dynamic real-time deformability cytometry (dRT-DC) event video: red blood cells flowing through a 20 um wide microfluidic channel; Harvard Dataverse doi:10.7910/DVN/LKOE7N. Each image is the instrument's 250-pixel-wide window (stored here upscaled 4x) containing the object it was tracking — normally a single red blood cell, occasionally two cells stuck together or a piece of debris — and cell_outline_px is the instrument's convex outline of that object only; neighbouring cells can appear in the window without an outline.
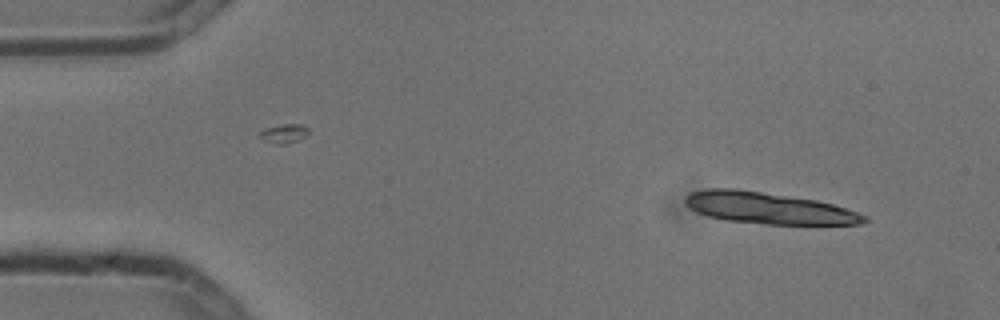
{"species": "common noctule bat (a hibernating species)", "species_latin": "Nyctalus noctula", "temperature_condition": "cold", "stored_images_in_passage": 4, "camera_frame_rate_fps": 3000, "um_per_image_px": 0.085, "animal": {"sex": "male", "body_mass_g": 13.3}, "frame": {"image": 1, "passage_image": 1, "time_ms": 0.0, "image_size_px": [1000, 320], "cell_outline_px": [[868, 220], [860, 224], [764, 224], [728, 220], [708, 216], [696, 212], [688, 208], [684, 204], [684, 196], [692, 192], [708, 188], [736, 188], [816, 200], [832, 204], [868, 216]], "centroid_in_image_um": [65.26, 17.68], "position_along_channel_um": 19.7, "area_um2": 32.77}}
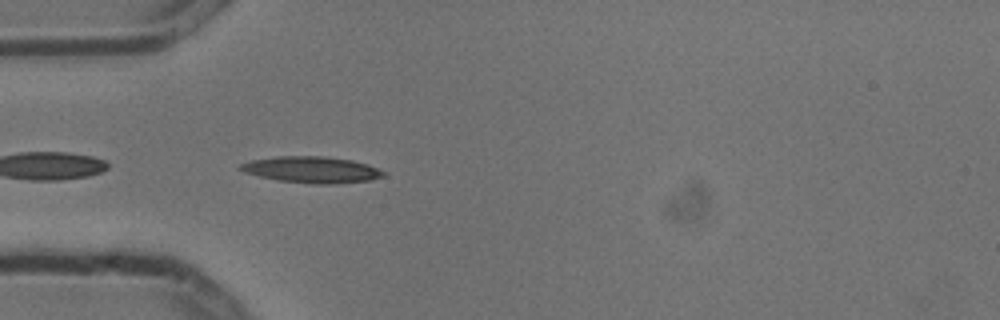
{"frame": {"image": 2, "passage_image": 4, "time_ms": 1.0, "image_size_px": [1000, 320], "cell_outline_px": [[388, 176], [368, 180], [336, 184], [312, 184], [280, 180], [260, 176], [244, 172], [236, 168], [240, 164], [252, 160], [276, 156], [324, 156], [352, 160], [368, 164], [388, 172]], "centroid_in_image_um": [26.55, 14.42], "position_along_channel_um": 58.4, "area_um2": 22.14}}